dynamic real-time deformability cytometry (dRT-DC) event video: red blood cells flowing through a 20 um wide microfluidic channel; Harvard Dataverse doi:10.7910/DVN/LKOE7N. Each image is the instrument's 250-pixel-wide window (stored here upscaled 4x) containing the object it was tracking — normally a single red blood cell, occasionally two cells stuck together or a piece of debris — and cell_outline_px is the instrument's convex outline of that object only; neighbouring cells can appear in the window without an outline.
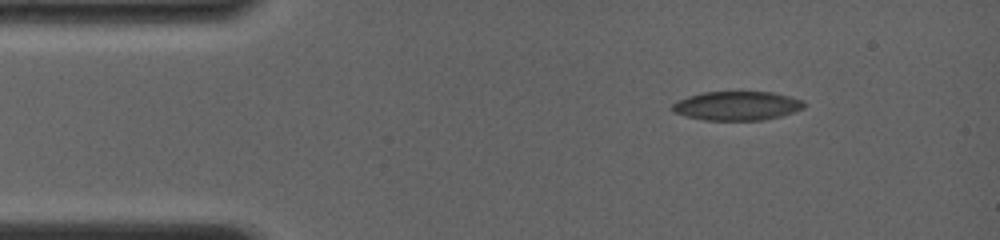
{"species": "common noctule bat (a hibernating species)", "species_latin": "Nyctalus noctula", "temperature_condition": "room temperature", "stored_images_in_passage": 4, "camera_frame_rate_fps": 4000, "um_per_image_px": 0.085, "animal": {"sex": "female", "body_mass_g": 19.0, "forearm_length_mm": 56.7}, "frame": {"image": 1, "passage_image": 1, "time_ms": 0.0, "image_size_px": [1000, 240], "cell_outline_px": [[804, 108], [780, 116], [764, 120], [704, 120], [684, 116], [672, 112], [672, 104], [688, 96], [704, 92], [772, 92], [804, 100]], "centroid_in_image_um": [62.63, 9.0], "position_along_channel_um": 22.4, "area_um2": 22.2}}